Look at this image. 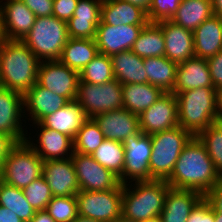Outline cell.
Returning a JSON list of instances; mask_svg holds the SVG:
<instances>
[{"instance_id": "836d02e7", "label": "cell", "mask_w": 222, "mask_h": 222, "mask_svg": "<svg viewBox=\"0 0 222 222\" xmlns=\"http://www.w3.org/2000/svg\"><path fill=\"white\" fill-rule=\"evenodd\" d=\"M101 166L112 171L123 184L125 147L123 142L105 139L91 155Z\"/></svg>"}, {"instance_id": "30bf717a", "label": "cell", "mask_w": 222, "mask_h": 222, "mask_svg": "<svg viewBox=\"0 0 222 222\" xmlns=\"http://www.w3.org/2000/svg\"><path fill=\"white\" fill-rule=\"evenodd\" d=\"M123 146L125 147L123 184L128 183V181L150 180L151 135L143 134L139 130L136 134L130 135L123 142Z\"/></svg>"}, {"instance_id": "ac0fdd59", "label": "cell", "mask_w": 222, "mask_h": 222, "mask_svg": "<svg viewBox=\"0 0 222 222\" xmlns=\"http://www.w3.org/2000/svg\"><path fill=\"white\" fill-rule=\"evenodd\" d=\"M69 102L67 98L51 92L36 82L34 86L23 95L24 117L26 121L28 119V122L29 120L33 123L40 122L44 117L53 114Z\"/></svg>"}, {"instance_id": "8992f818", "label": "cell", "mask_w": 222, "mask_h": 222, "mask_svg": "<svg viewBox=\"0 0 222 222\" xmlns=\"http://www.w3.org/2000/svg\"><path fill=\"white\" fill-rule=\"evenodd\" d=\"M69 39L67 22L55 16L36 17L22 39L40 61L59 60Z\"/></svg>"}, {"instance_id": "b9f144b4", "label": "cell", "mask_w": 222, "mask_h": 222, "mask_svg": "<svg viewBox=\"0 0 222 222\" xmlns=\"http://www.w3.org/2000/svg\"><path fill=\"white\" fill-rule=\"evenodd\" d=\"M186 222H215L214 210L205 197L192 209Z\"/></svg>"}, {"instance_id": "7dc6e473", "label": "cell", "mask_w": 222, "mask_h": 222, "mask_svg": "<svg viewBox=\"0 0 222 222\" xmlns=\"http://www.w3.org/2000/svg\"><path fill=\"white\" fill-rule=\"evenodd\" d=\"M17 144L18 143L10 135L0 133V174L6 158Z\"/></svg>"}, {"instance_id": "8fae6325", "label": "cell", "mask_w": 222, "mask_h": 222, "mask_svg": "<svg viewBox=\"0 0 222 222\" xmlns=\"http://www.w3.org/2000/svg\"><path fill=\"white\" fill-rule=\"evenodd\" d=\"M80 77L79 72L60 60L41 61L37 82L51 92L75 101Z\"/></svg>"}, {"instance_id": "f6af8a7d", "label": "cell", "mask_w": 222, "mask_h": 222, "mask_svg": "<svg viewBox=\"0 0 222 222\" xmlns=\"http://www.w3.org/2000/svg\"><path fill=\"white\" fill-rule=\"evenodd\" d=\"M36 17L53 15L54 0H22Z\"/></svg>"}, {"instance_id": "4dcf8cb0", "label": "cell", "mask_w": 222, "mask_h": 222, "mask_svg": "<svg viewBox=\"0 0 222 222\" xmlns=\"http://www.w3.org/2000/svg\"><path fill=\"white\" fill-rule=\"evenodd\" d=\"M99 53L95 39L69 37L63 47L60 61L79 73Z\"/></svg>"}, {"instance_id": "f546056e", "label": "cell", "mask_w": 222, "mask_h": 222, "mask_svg": "<svg viewBox=\"0 0 222 222\" xmlns=\"http://www.w3.org/2000/svg\"><path fill=\"white\" fill-rule=\"evenodd\" d=\"M213 15L212 0H182L170 21L194 31Z\"/></svg>"}, {"instance_id": "681fc988", "label": "cell", "mask_w": 222, "mask_h": 222, "mask_svg": "<svg viewBox=\"0 0 222 222\" xmlns=\"http://www.w3.org/2000/svg\"><path fill=\"white\" fill-rule=\"evenodd\" d=\"M30 222H56L45 210H38Z\"/></svg>"}, {"instance_id": "8d00e7d4", "label": "cell", "mask_w": 222, "mask_h": 222, "mask_svg": "<svg viewBox=\"0 0 222 222\" xmlns=\"http://www.w3.org/2000/svg\"><path fill=\"white\" fill-rule=\"evenodd\" d=\"M80 81L89 84H104L114 79L110 56L98 53L79 73Z\"/></svg>"}, {"instance_id": "11a10c76", "label": "cell", "mask_w": 222, "mask_h": 222, "mask_svg": "<svg viewBox=\"0 0 222 222\" xmlns=\"http://www.w3.org/2000/svg\"><path fill=\"white\" fill-rule=\"evenodd\" d=\"M72 222H100V221L78 215Z\"/></svg>"}, {"instance_id": "d6a6232c", "label": "cell", "mask_w": 222, "mask_h": 222, "mask_svg": "<svg viewBox=\"0 0 222 222\" xmlns=\"http://www.w3.org/2000/svg\"><path fill=\"white\" fill-rule=\"evenodd\" d=\"M131 50L143 59L165 56V39L162 28L156 22H148Z\"/></svg>"}, {"instance_id": "e0dca14e", "label": "cell", "mask_w": 222, "mask_h": 222, "mask_svg": "<svg viewBox=\"0 0 222 222\" xmlns=\"http://www.w3.org/2000/svg\"><path fill=\"white\" fill-rule=\"evenodd\" d=\"M42 177L48 183L52 196H75L80 187L71 157L66 159L45 160Z\"/></svg>"}, {"instance_id": "ab89813d", "label": "cell", "mask_w": 222, "mask_h": 222, "mask_svg": "<svg viewBox=\"0 0 222 222\" xmlns=\"http://www.w3.org/2000/svg\"><path fill=\"white\" fill-rule=\"evenodd\" d=\"M23 193L28 203L36 210H45L52 199V194L48 183L41 176L23 188Z\"/></svg>"}, {"instance_id": "7a4b0ae2", "label": "cell", "mask_w": 222, "mask_h": 222, "mask_svg": "<svg viewBox=\"0 0 222 222\" xmlns=\"http://www.w3.org/2000/svg\"><path fill=\"white\" fill-rule=\"evenodd\" d=\"M41 61L22 40L0 44V87L24 95L37 82Z\"/></svg>"}, {"instance_id": "74e56055", "label": "cell", "mask_w": 222, "mask_h": 222, "mask_svg": "<svg viewBox=\"0 0 222 222\" xmlns=\"http://www.w3.org/2000/svg\"><path fill=\"white\" fill-rule=\"evenodd\" d=\"M197 137L205 146L217 174L222 179V122L217 121L209 125Z\"/></svg>"}, {"instance_id": "5b68a950", "label": "cell", "mask_w": 222, "mask_h": 222, "mask_svg": "<svg viewBox=\"0 0 222 222\" xmlns=\"http://www.w3.org/2000/svg\"><path fill=\"white\" fill-rule=\"evenodd\" d=\"M193 135L181 126L151 135L150 180H167L183 148Z\"/></svg>"}, {"instance_id": "9a60e30c", "label": "cell", "mask_w": 222, "mask_h": 222, "mask_svg": "<svg viewBox=\"0 0 222 222\" xmlns=\"http://www.w3.org/2000/svg\"><path fill=\"white\" fill-rule=\"evenodd\" d=\"M145 25L112 26L100 20L95 41L99 53L111 56L131 50Z\"/></svg>"}, {"instance_id": "7402d4cb", "label": "cell", "mask_w": 222, "mask_h": 222, "mask_svg": "<svg viewBox=\"0 0 222 222\" xmlns=\"http://www.w3.org/2000/svg\"><path fill=\"white\" fill-rule=\"evenodd\" d=\"M94 119L104 138L108 140L124 142L130 135L140 130L138 115L125 108L97 114Z\"/></svg>"}, {"instance_id": "ba28073f", "label": "cell", "mask_w": 222, "mask_h": 222, "mask_svg": "<svg viewBox=\"0 0 222 222\" xmlns=\"http://www.w3.org/2000/svg\"><path fill=\"white\" fill-rule=\"evenodd\" d=\"M75 101L87 118L123 108L122 84L117 80L104 84H89L79 80Z\"/></svg>"}, {"instance_id": "2e32d148", "label": "cell", "mask_w": 222, "mask_h": 222, "mask_svg": "<svg viewBox=\"0 0 222 222\" xmlns=\"http://www.w3.org/2000/svg\"><path fill=\"white\" fill-rule=\"evenodd\" d=\"M32 124V127H37V129L40 128L36 133L37 140H33V135H31V137L27 135L28 137H26L25 142L29 144L43 161L66 159L72 156L74 151L73 139L71 137L53 129H48L39 122Z\"/></svg>"}, {"instance_id": "7bdbcfd3", "label": "cell", "mask_w": 222, "mask_h": 222, "mask_svg": "<svg viewBox=\"0 0 222 222\" xmlns=\"http://www.w3.org/2000/svg\"><path fill=\"white\" fill-rule=\"evenodd\" d=\"M207 62L214 88L219 92L222 89V50L208 58Z\"/></svg>"}, {"instance_id": "f907efd6", "label": "cell", "mask_w": 222, "mask_h": 222, "mask_svg": "<svg viewBox=\"0 0 222 222\" xmlns=\"http://www.w3.org/2000/svg\"><path fill=\"white\" fill-rule=\"evenodd\" d=\"M131 3L132 5L140 7L146 13L149 11L152 0H123Z\"/></svg>"}, {"instance_id": "9c48e42d", "label": "cell", "mask_w": 222, "mask_h": 222, "mask_svg": "<svg viewBox=\"0 0 222 222\" xmlns=\"http://www.w3.org/2000/svg\"><path fill=\"white\" fill-rule=\"evenodd\" d=\"M78 215L100 222H115L122 216L123 184L106 191L80 190L76 195Z\"/></svg>"}, {"instance_id": "52a82bcc", "label": "cell", "mask_w": 222, "mask_h": 222, "mask_svg": "<svg viewBox=\"0 0 222 222\" xmlns=\"http://www.w3.org/2000/svg\"><path fill=\"white\" fill-rule=\"evenodd\" d=\"M43 162L27 142H20L6 158L0 180L23 189L42 176Z\"/></svg>"}, {"instance_id": "cb8c5ba5", "label": "cell", "mask_w": 222, "mask_h": 222, "mask_svg": "<svg viewBox=\"0 0 222 222\" xmlns=\"http://www.w3.org/2000/svg\"><path fill=\"white\" fill-rule=\"evenodd\" d=\"M204 196L194 190L170 187L160 218L163 222H186L192 209Z\"/></svg>"}, {"instance_id": "d6986e66", "label": "cell", "mask_w": 222, "mask_h": 222, "mask_svg": "<svg viewBox=\"0 0 222 222\" xmlns=\"http://www.w3.org/2000/svg\"><path fill=\"white\" fill-rule=\"evenodd\" d=\"M165 39V56L177 64L195 57L193 31L176 25L170 20L156 22Z\"/></svg>"}, {"instance_id": "f35d334b", "label": "cell", "mask_w": 222, "mask_h": 222, "mask_svg": "<svg viewBox=\"0 0 222 222\" xmlns=\"http://www.w3.org/2000/svg\"><path fill=\"white\" fill-rule=\"evenodd\" d=\"M46 211L56 222H72L78 216L76 196H54Z\"/></svg>"}, {"instance_id": "6da1fadb", "label": "cell", "mask_w": 222, "mask_h": 222, "mask_svg": "<svg viewBox=\"0 0 222 222\" xmlns=\"http://www.w3.org/2000/svg\"><path fill=\"white\" fill-rule=\"evenodd\" d=\"M221 180L203 143L193 136L183 148L167 184L205 196Z\"/></svg>"}, {"instance_id": "d590c367", "label": "cell", "mask_w": 222, "mask_h": 222, "mask_svg": "<svg viewBox=\"0 0 222 222\" xmlns=\"http://www.w3.org/2000/svg\"><path fill=\"white\" fill-rule=\"evenodd\" d=\"M104 140V135L95 119L87 118L73 139V151L92 155Z\"/></svg>"}, {"instance_id": "db71d44e", "label": "cell", "mask_w": 222, "mask_h": 222, "mask_svg": "<svg viewBox=\"0 0 222 222\" xmlns=\"http://www.w3.org/2000/svg\"><path fill=\"white\" fill-rule=\"evenodd\" d=\"M218 113L219 121H222V89L218 92Z\"/></svg>"}, {"instance_id": "484cf974", "label": "cell", "mask_w": 222, "mask_h": 222, "mask_svg": "<svg viewBox=\"0 0 222 222\" xmlns=\"http://www.w3.org/2000/svg\"><path fill=\"white\" fill-rule=\"evenodd\" d=\"M195 57L208 59L222 50V18L212 16L194 31Z\"/></svg>"}, {"instance_id": "f1b7e54d", "label": "cell", "mask_w": 222, "mask_h": 222, "mask_svg": "<svg viewBox=\"0 0 222 222\" xmlns=\"http://www.w3.org/2000/svg\"><path fill=\"white\" fill-rule=\"evenodd\" d=\"M164 92L149 83L122 84L123 108L139 115L155 103Z\"/></svg>"}, {"instance_id": "603a6c76", "label": "cell", "mask_w": 222, "mask_h": 222, "mask_svg": "<svg viewBox=\"0 0 222 222\" xmlns=\"http://www.w3.org/2000/svg\"><path fill=\"white\" fill-rule=\"evenodd\" d=\"M203 87H214L207 59L192 57L178 64L173 94Z\"/></svg>"}, {"instance_id": "60d3db41", "label": "cell", "mask_w": 222, "mask_h": 222, "mask_svg": "<svg viewBox=\"0 0 222 222\" xmlns=\"http://www.w3.org/2000/svg\"><path fill=\"white\" fill-rule=\"evenodd\" d=\"M182 0H152L146 13L149 22L170 20Z\"/></svg>"}, {"instance_id": "e575fe53", "label": "cell", "mask_w": 222, "mask_h": 222, "mask_svg": "<svg viewBox=\"0 0 222 222\" xmlns=\"http://www.w3.org/2000/svg\"><path fill=\"white\" fill-rule=\"evenodd\" d=\"M0 205L9 208L23 222H30L36 210L28 203L23 190L0 180Z\"/></svg>"}, {"instance_id": "4fadbf2b", "label": "cell", "mask_w": 222, "mask_h": 222, "mask_svg": "<svg viewBox=\"0 0 222 222\" xmlns=\"http://www.w3.org/2000/svg\"><path fill=\"white\" fill-rule=\"evenodd\" d=\"M143 134L152 135L178 126L177 99L173 93H164L155 103L138 115Z\"/></svg>"}, {"instance_id": "5bb4252c", "label": "cell", "mask_w": 222, "mask_h": 222, "mask_svg": "<svg viewBox=\"0 0 222 222\" xmlns=\"http://www.w3.org/2000/svg\"><path fill=\"white\" fill-rule=\"evenodd\" d=\"M23 121L26 123L23 95L0 87V133L10 135L17 143L25 142L29 132Z\"/></svg>"}, {"instance_id": "1f68e13d", "label": "cell", "mask_w": 222, "mask_h": 222, "mask_svg": "<svg viewBox=\"0 0 222 222\" xmlns=\"http://www.w3.org/2000/svg\"><path fill=\"white\" fill-rule=\"evenodd\" d=\"M178 64L166 56L144 58L147 81L164 93H172L176 81Z\"/></svg>"}, {"instance_id": "ee69618b", "label": "cell", "mask_w": 222, "mask_h": 222, "mask_svg": "<svg viewBox=\"0 0 222 222\" xmlns=\"http://www.w3.org/2000/svg\"><path fill=\"white\" fill-rule=\"evenodd\" d=\"M78 0H54L53 16L67 22L76 9Z\"/></svg>"}, {"instance_id": "277c9868", "label": "cell", "mask_w": 222, "mask_h": 222, "mask_svg": "<svg viewBox=\"0 0 222 222\" xmlns=\"http://www.w3.org/2000/svg\"><path fill=\"white\" fill-rule=\"evenodd\" d=\"M169 188L165 180L154 179L123 184L122 216L137 222L160 216Z\"/></svg>"}, {"instance_id": "4316f807", "label": "cell", "mask_w": 222, "mask_h": 222, "mask_svg": "<svg viewBox=\"0 0 222 222\" xmlns=\"http://www.w3.org/2000/svg\"><path fill=\"white\" fill-rule=\"evenodd\" d=\"M86 119L83 108L76 101H72L44 117L39 123L74 139Z\"/></svg>"}, {"instance_id": "816d5d0a", "label": "cell", "mask_w": 222, "mask_h": 222, "mask_svg": "<svg viewBox=\"0 0 222 222\" xmlns=\"http://www.w3.org/2000/svg\"><path fill=\"white\" fill-rule=\"evenodd\" d=\"M213 14L222 18V0H212Z\"/></svg>"}, {"instance_id": "44dd1931", "label": "cell", "mask_w": 222, "mask_h": 222, "mask_svg": "<svg viewBox=\"0 0 222 222\" xmlns=\"http://www.w3.org/2000/svg\"><path fill=\"white\" fill-rule=\"evenodd\" d=\"M4 1L0 5L5 38L22 40L34 25L36 16L22 0Z\"/></svg>"}, {"instance_id": "9f6ffc18", "label": "cell", "mask_w": 222, "mask_h": 222, "mask_svg": "<svg viewBox=\"0 0 222 222\" xmlns=\"http://www.w3.org/2000/svg\"><path fill=\"white\" fill-rule=\"evenodd\" d=\"M142 222H163V221H162V219L160 218V216H158V217L151 218V219H148V220L142 221Z\"/></svg>"}, {"instance_id": "c3c4849f", "label": "cell", "mask_w": 222, "mask_h": 222, "mask_svg": "<svg viewBox=\"0 0 222 222\" xmlns=\"http://www.w3.org/2000/svg\"><path fill=\"white\" fill-rule=\"evenodd\" d=\"M0 222H23L17 214L9 208L0 205Z\"/></svg>"}, {"instance_id": "6f0895ef", "label": "cell", "mask_w": 222, "mask_h": 222, "mask_svg": "<svg viewBox=\"0 0 222 222\" xmlns=\"http://www.w3.org/2000/svg\"><path fill=\"white\" fill-rule=\"evenodd\" d=\"M115 222H137V221H134V220H129V219H126L124 218L123 216H121L119 219H117Z\"/></svg>"}, {"instance_id": "83f0119b", "label": "cell", "mask_w": 222, "mask_h": 222, "mask_svg": "<svg viewBox=\"0 0 222 222\" xmlns=\"http://www.w3.org/2000/svg\"><path fill=\"white\" fill-rule=\"evenodd\" d=\"M114 79L121 84L148 83L144 68V59L132 50L110 56Z\"/></svg>"}, {"instance_id": "680465c9", "label": "cell", "mask_w": 222, "mask_h": 222, "mask_svg": "<svg viewBox=\"0 0 222 222\" xmlns=\"http://www.w3.org/2000/svg\"><path fill=\"white\" fill-rule=\"evenodd\" d=\"M215 222H222L221 214H215Z\"/></svg>"}, {"instance_id": "7c38bea8", "label": "cell", "mask_w": 222, "mask_h": 222, "mask_svg": "<svg viewBox=\"0 0 222 222\" xmlns=\"http://www.w3.org/2000/svg\"><path fill=\"white\" fill-rule=\"evenodd\" d=\"M71 159L80 190L106 191L121 184L117 175L101 166L91 155L73 152Z\"/></svg>"}, {"instance_id": "3957f363", "label": "cell", "mask_w": 222, "mask_h": 222, "mask_svg": "<svg viewBox=\"0 0 222 222\" xmlns=\"http://www.w3.org/2000/svg\"><path fill=\"white\" fill-rule=\"evenodd\" d=\"M175 96L178 124L193 136L219 121L218 91L214 87L178 92Z\"/></svg>"}, {"instance_id": "ffe728a7", "label": "cell", "mask_w": 222, "mask_h": 222, "mask_svg": "<svg viewBox=\"0 0 222 222\" xmlns=\"http://www.w3.org/2000/svg\"><path fill=\"white\" fill-rule=\"evenodd\" d=\"M101 4L102 0H78L73 16L67 21L69 37L95 39Z\"/></svg>"}, {"instance_id": "bcb514c9", "label": "cell", "mask_w": 222, "mask_h": 222, "mask_svg": "<svg viewBox=\"0 0 222 222\" xmlns=\"http://www.w3.org/2000/svg\"><path fill=\"white\" fill-rule=\"evenodd\" d=\"M204 197L210 202L214 214H221L222 219V179Z\"/></svg>"}, {"instance_id": "f5cc1de1", "label": "cell", "mask_w": 222, "mask_h": 222, "mask_svg": "<svg viewBox=\"0 0 222 222\" xmlns=\"http://www.w3.org/2000/svg\"><path fill=\"white\" fill-rule=\"evenodd\" d=\"M5 34L3 30L2 8L0 5V44L5 40Z\"/></svg>"}, {"instance_id": "d4e9b609", "label": "cell", "mask_w": 222, "mask_h": 222, "mask_svg": "<svg viewBox=\"0 0 222 222\" xmlns=\"http://www.w3.org/2000/svg\"><path fill=\"white\" fill-rule=\"evenodd\" d=\"M100 20L112 26L146 25L149 22L144 10L123 0H102Z\"/></svg>"}]
</instances>
